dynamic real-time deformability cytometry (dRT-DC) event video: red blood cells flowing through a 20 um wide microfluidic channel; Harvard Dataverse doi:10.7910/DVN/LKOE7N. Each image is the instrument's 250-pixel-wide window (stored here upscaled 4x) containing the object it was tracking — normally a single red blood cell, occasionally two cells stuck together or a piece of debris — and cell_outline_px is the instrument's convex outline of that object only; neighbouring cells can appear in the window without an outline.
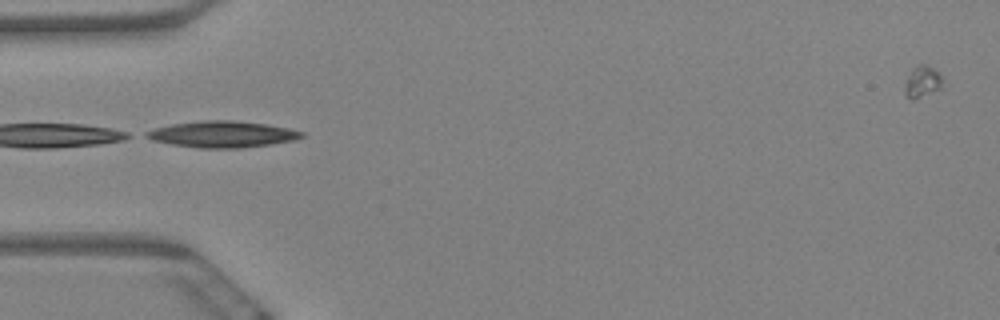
{"species": "Egyptian fruit bat (a non-hibernating species)", "species_latin": "Rousettus aegyptiacus", "temperature_condition": "warm", "stored_images_in_passage": 5, "camera_frame_rate_fps": 3000, "um_per_image_px": 0.085, "animal": {"sex": "female"}, "frame": {"image": 1, "passage_image": 4, "time_ms": 1.0, "image_size_px": [1000, 320], "cell_outline_px": [[304, 136], [292, 140], [268, 144], [240, 148], [200, 148], [172, 144], [152, 140], [144, 136], [144, 132], [152, 128], [172, 124], [204, 120], [232, 120], [264, 124], [288, 128], [304, 132]], "centroid_in_image_um": [18.83, 11.4], "position_along_channel_um": 66.2, "area_um2": 23.64}}